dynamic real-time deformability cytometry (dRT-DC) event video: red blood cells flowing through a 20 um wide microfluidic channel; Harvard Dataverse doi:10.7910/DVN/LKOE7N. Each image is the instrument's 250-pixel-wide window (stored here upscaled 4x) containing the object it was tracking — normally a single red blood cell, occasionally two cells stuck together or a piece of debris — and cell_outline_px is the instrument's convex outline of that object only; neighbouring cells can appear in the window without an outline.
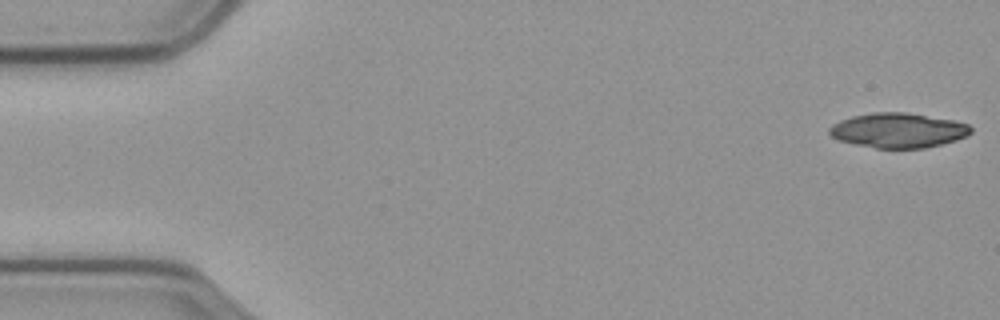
{"species": "common noctule bat (a hibernating species)", "species_latin": "Nyctalus noctula", "temperature_condition": "cold", "stored_images_in_passage": 58, "segment_of_instrument_passage": [1, 2], "camera_frame_rate_fps": 3000, "um_per_image_px": 0.085, "animal": {"sex": "male", "body_mass_g": 23.1, "forearm_length_mm": 52.7}, "frame": {"image": 1, "passage_image": 1, "time_ms": 0.0, "image_size_px": [1000, 320], "cell_outline_px": [[972, 132], [968, 136], [956, 140], [924, 148], [876, 148], [856, 144], [840, 140], [832, 136], [828, 132], [828, 128], [832, 124], [840, 120], [852, 116], [872, 112], [904, 112], [952, 120], [968, 124], [972, 128]], "centroid_in_image_um": [76.34, 11.07], "position_along_channel_um": 8.7, "area_um2": 28.55}}